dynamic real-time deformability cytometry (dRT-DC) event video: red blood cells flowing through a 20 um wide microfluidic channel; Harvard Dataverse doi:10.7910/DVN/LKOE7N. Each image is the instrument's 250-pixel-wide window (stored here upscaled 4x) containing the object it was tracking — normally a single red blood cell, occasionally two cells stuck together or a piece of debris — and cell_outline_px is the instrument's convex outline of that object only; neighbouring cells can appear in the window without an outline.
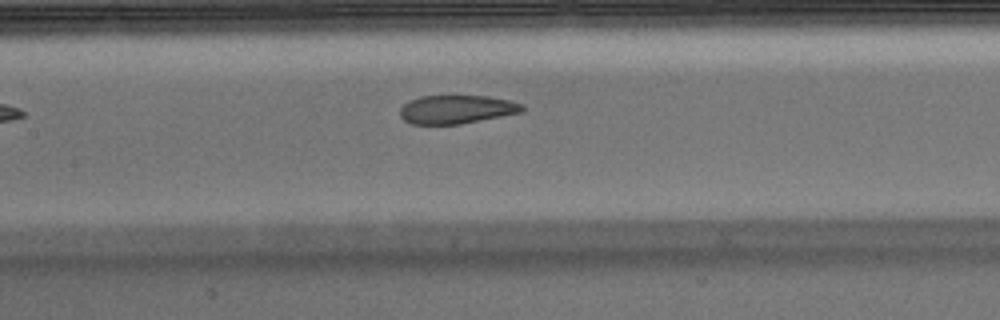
{"species": "Egyptian fruit bat (a non-hibernating species)", "species_latin": "Rousettus aegyptiacus", "temperature_condition": "warm", "stored_images_in_passage": 5, "camera_frame_rate_fps": 3000, "um_per_image_px": 0.085, "animal": {"sex": "male"}, "frame": {"image": 1, "passage_image": 5, "time_ms": 1.333, "image_size_px": [1000, 320], "cell_outline_px": [[524, 112], [460, 124], [412, 124], [404, 120], [400, 116], [400, 108], [408, 100], [420, 96], [488, 96], [508, 100], [524, 104]], "centroid_in_image_um": [38.81, 9.29], "position_along_channel_um": 168.6, "area_um2": 20.4}}